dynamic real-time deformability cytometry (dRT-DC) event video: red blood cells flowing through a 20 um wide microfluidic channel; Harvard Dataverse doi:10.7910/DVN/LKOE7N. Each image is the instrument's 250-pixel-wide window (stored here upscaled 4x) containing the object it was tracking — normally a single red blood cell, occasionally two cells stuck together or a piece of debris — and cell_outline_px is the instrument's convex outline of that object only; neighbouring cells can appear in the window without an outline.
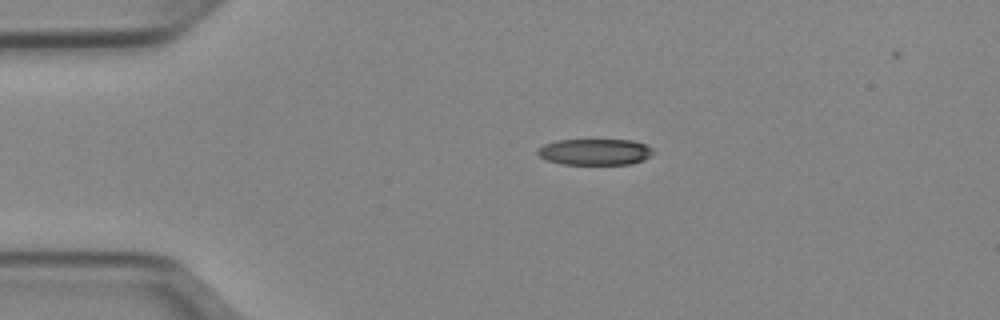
{"species": "Egyptian fruit bat (a non-hibernating species)", "species_latin": "Rousettus aegyptiacus", "temperature_condition": "cold", "stored_images_in_passage": 41, "camera_frame_rate_fps": 3000, "um_per_image_px": 0.085, "animal": {"sex": "female"}, "frame": {"image": 1, "passage_image": 1, "time_ms": 0.0, "image_size_px": [1000, 320], "cell_outline_px": [[656, 152], [652, 156], [644, 160], [632, 164], [564, 164], [548, 160], [540, 156], [536, 152], [544, 144], [556, 140], [632, 140], [644, 144], [652, 148]], "centroid_in_image_um": [50.63, 12.91], "position_along_channel_um": 34.4, "area_um2": 17.69}}
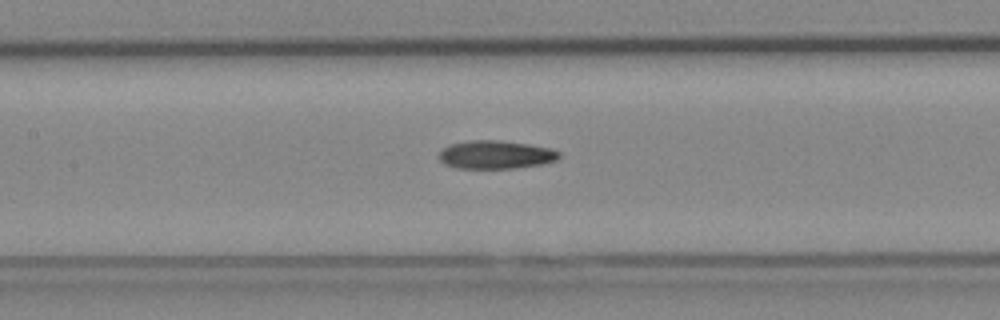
{"frame": {"image": 2, "passage_image": 14, "time_ms": 4.333, "image_size_px": [1000, 320], "cell_outline_px": [[560, 156], [556, 160], [540, 164], [516, 168], [456, 168], [444, 164], [440, 160], [440, 152], [448, 144], [468, 140], [500, 140], [528, 144], [552, 148], [560, 152]], "centroid_in_image_um": [42.13, 13.14], "position_along_channel_um": 165.3, "area_um2": 19.83}}
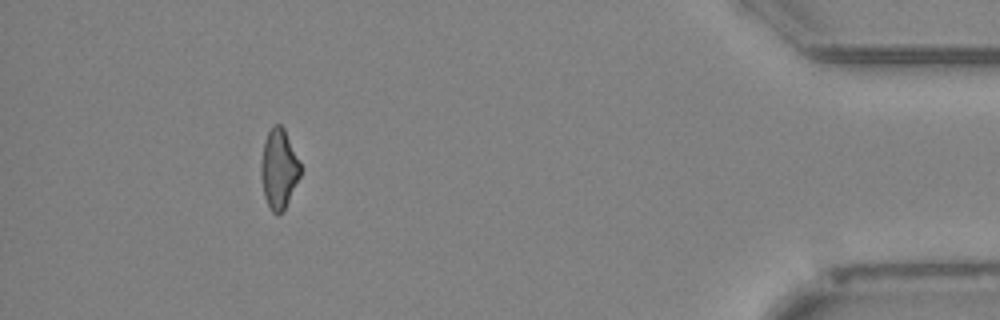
{"frame": {"image": 3, "passage_image": 37, "time_ms": 12.0, "image_size_px": [1000, 320], "cell_outline_px": [[300, 176], [284, 208], [280, 212], [272, 212], [264, 196], [260, 176], [260, 168], [264, 140], [272, 124], [280, 124], [284, 128], [300, 164]], "centroid_in_image_um": [23.67, 14.31], "position_along_channel_um": 411.5, "area_um2": 17.92}, "authors_computed_cell_mechanics": {"area_um2": 19.5364, "velocity_mm_per_s": 3.965, "shape_relaxation_time_tau1_ms": null, "shape_relaxation_time_tau2_ms": 5.5202, "deformation_change_tau1": null, "deformation_change_tau2": 0.1652}}